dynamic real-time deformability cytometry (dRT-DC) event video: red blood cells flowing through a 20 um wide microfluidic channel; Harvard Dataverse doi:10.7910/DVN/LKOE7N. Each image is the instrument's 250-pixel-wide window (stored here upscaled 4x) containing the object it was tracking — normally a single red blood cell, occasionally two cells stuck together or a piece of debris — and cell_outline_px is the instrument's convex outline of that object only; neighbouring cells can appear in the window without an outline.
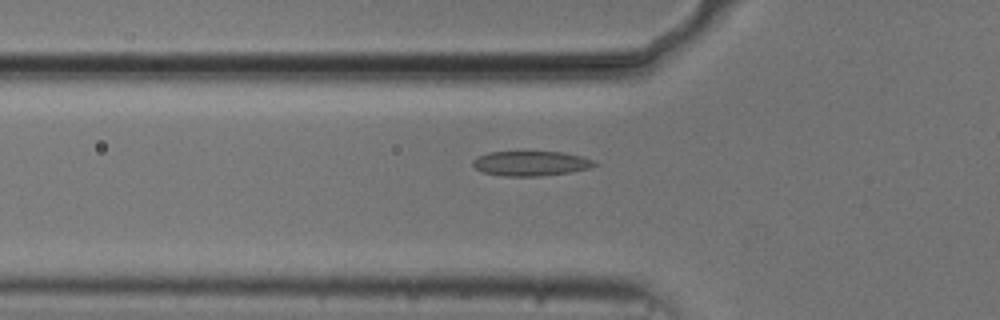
{"species": "common noctule bat (a hibernating species)", "species_latin": "Nyctalus noctula", "temperature_condition": "cold", "stored_images_in_passage": 37, "camera_frame_rate_fps": 3000, "um_per_image_px": 0.085, "animal": {"sex": "male", "body_mass_g": 20.5, "forearm_length_mm": 52.5}, "frame": {"image": 1, "passage_image": 8, "time_ms": 2.333, "image_size_px": [1000, 320], "cell_outline_px": [[600, 164], [588, 168], [572, 172], [540, 176], [500, 176], [480, 172], [472, 164], [472, 160], [488, 152], [560, 152], [584, 156], [596, 160]], "centroid_in_image_um": [45.16, 13.9], "position_along_channel_um": 80.6, "area_um2": 17.8}}
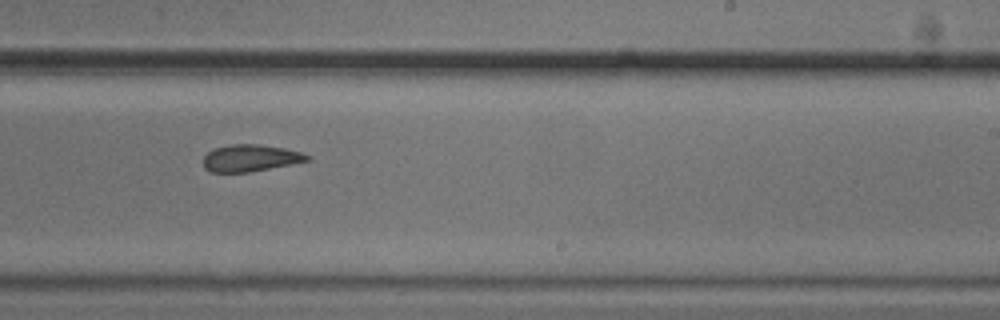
{"frame": {"image": 2, "passage_image": 23, "time_ms": 7.333, "image_size_px": [1000, 320], "cell_outline_px": [[312, 160], [292, 164], [248, 172], [212, 172], [204, 168], [204, 156], [208, 152], [216, 148], [232, 144], [260, 144], [284, 148], [300, 152], [312, 156]], "centroid_in_image_um": [21.32, 13.43], "position_along_channel_um": 267.7, "area_um2": 16.24}}
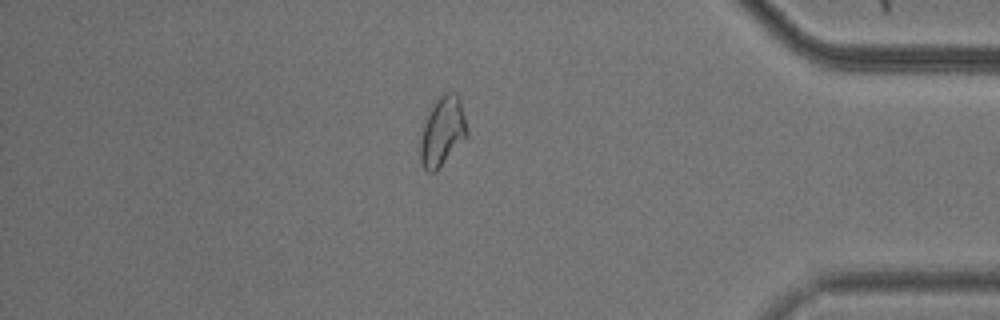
{"frame": {"image": 3, "passage_image": 36, "time_ms": 11.667, "image_size_px": [1000, 320], "cell_outline_px": [[468, 136], [436, 172], [428, 172], [424, 168], [420, 160], [420, 136], [424, 120], [428, 112], [436, 100], [444, 92], [452, 92], [460, 96], [468, 128]], "centroid_in_image_um": [37.62, 11.16], "position_along_channel_um": 397.6, "area_um2": 19.25}}